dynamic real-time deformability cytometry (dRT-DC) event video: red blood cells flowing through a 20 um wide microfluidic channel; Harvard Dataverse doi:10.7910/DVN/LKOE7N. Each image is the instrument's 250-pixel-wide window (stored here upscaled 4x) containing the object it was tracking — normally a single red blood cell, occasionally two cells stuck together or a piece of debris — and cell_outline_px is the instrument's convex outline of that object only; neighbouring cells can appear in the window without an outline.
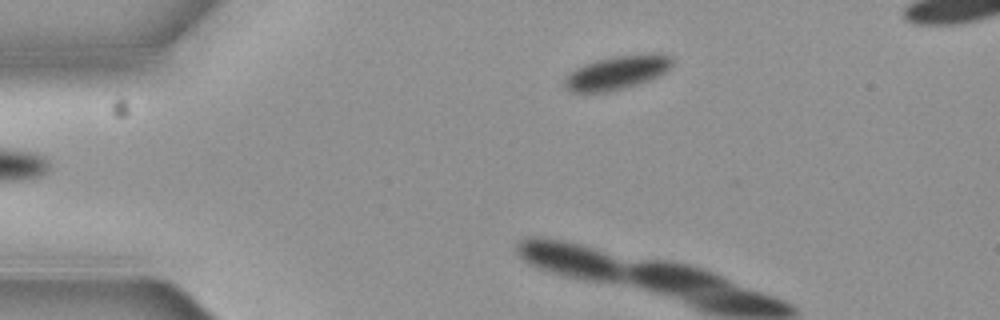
{"species": "common noctule bat (a hibernating species)", "species_latin": "Nyctalus noctula", "temperature_condition": "cold", "stored_images_in_passage": 4, "camera_frame_rate_fps": 3000, "um_per_image_px": 0.085, "animal": {"sex": "female", "body_mass_g": 19.3, "forearm_length_mm": 54.1}, "frame": {"image": 1, "passage_image": 4, "time_ms": 1.0, "image_size_px": [1000, 320], "cell_outline_px": [[676, 60], [672, 68], [668, 72], [660, 76], [640, 84], [612, 92], [568, 92], [564, 88], [564, 80], [568, 72], [584, 64], [596, 60], [612, 56], [652, 52], [664, 52], [672, 56]], "centroid_in_image_um": [52.54, 6.15], "position_along_channel_um": 32.5, "area_um2": 22.31}}